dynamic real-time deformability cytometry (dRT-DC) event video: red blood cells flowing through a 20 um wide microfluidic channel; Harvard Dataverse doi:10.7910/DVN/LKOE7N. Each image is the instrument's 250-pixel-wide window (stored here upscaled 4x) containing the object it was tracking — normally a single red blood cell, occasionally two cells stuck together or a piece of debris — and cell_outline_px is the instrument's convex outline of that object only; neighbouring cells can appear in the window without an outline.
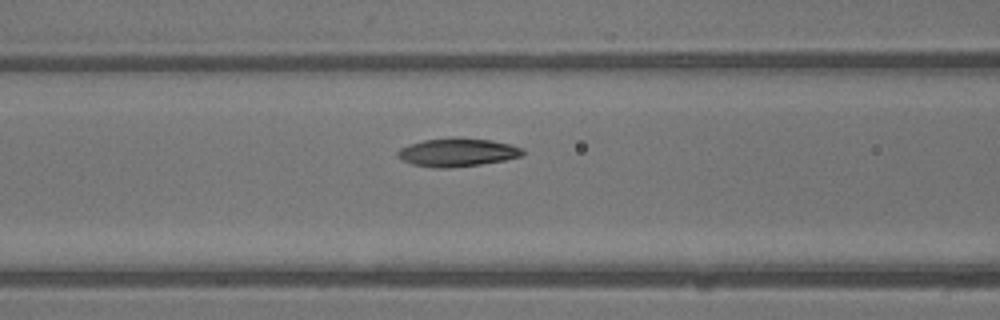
{"species": "common noctule bat (a hibernating species)", "species_latin": "Nyctalus noctula", "temperature_condition": "warm", "stored_images_in_passage": 23, "camera_frame_rate_fps": 3000, "um_per_image_px": 0.085, "animal": {"sex": "male", "body_mass_g": 13.3}, "frame": {"image": 1, "passage_image": 9, "time_ms": 2.667, "image_size_px": [1000, 320], "cell_outline_px": [[520, 152], [512, 156], [496, 160], [472, 164], [428, 164], [424, 144], [440, 140], [476, 140], [500, 144], [512, 148]], "centroid_in_image_um": [39.59, 12.92], "position_along_channel_um": 127.0, "area_um2": 13.06}}
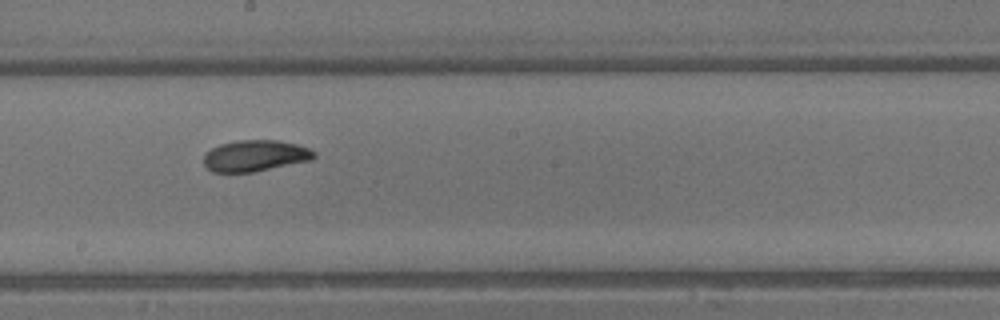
{"frame": {"image": 2, "passage_image": 15, "time_ms": 4.667, "image_size_px": [1000, 320], "cell_outline_px": [[312, 156], [260, 168], [236, 172], [228, 172], [216, 168], [240, 144], [280, 144], [300, 148], [308, 152]], "centroid_in_image_um": [22.14, 13.32], "position_along_channel_um": 226.1, "area_um2": 12.14}}
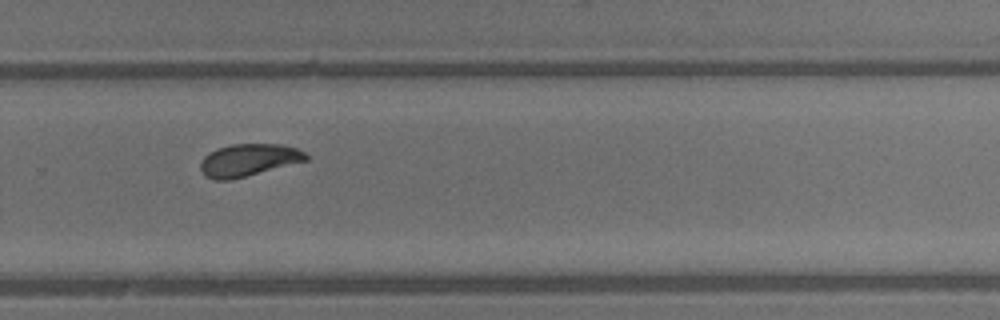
{"frame": {"image": 3, "passage_image": 20, "time_ms": 6.333, "image_size_px": [1000, 320], "cell_outline_px": [[304, 156], [240, 176], [212, 176], [204, 160], [208, 156], [224, 148], [252, 144], [288, 148], [300, 152]], "centroid_in_image_um": [21.06, 13.54], "position_along_channel_um": 308.7, "area_um2": 14.97}}